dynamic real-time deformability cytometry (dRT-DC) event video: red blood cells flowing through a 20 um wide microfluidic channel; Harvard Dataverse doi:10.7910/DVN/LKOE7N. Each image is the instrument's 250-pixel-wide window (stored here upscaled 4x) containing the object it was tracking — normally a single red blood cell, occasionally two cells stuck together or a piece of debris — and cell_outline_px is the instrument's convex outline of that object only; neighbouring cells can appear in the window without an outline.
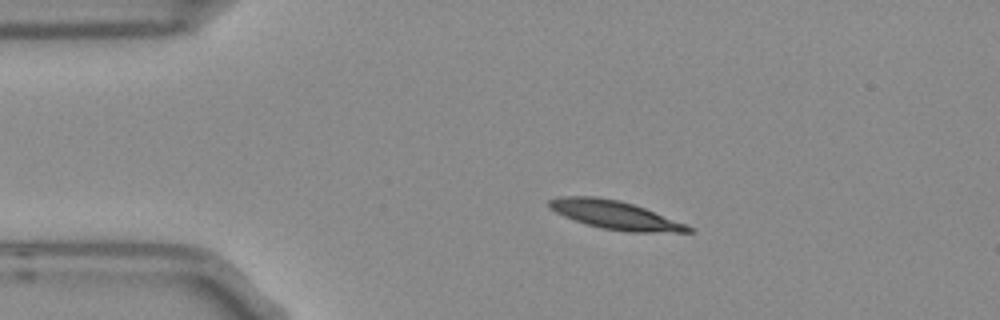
{"species": "Egyptian fruit bat (a non-hibernating species)", "species_latin": "Rousettus aegyptiacus", "temperature_condition": "room temperature", "stored_images_in_passage": 3, "camera_frame_rate_fps": 3000, "um_per_image_px": 0.085, "frame": {"image": 1, "passage_image": 2, "time_ms": 0.333, "image_size_px": [1000, 320], "cell_outline_px": [[696, 232], [628, 232], [604, 228], [588, 224], [564, 216], [548, 208], [548, 200], [560, 196], [596, 196], [620, 200], [644, 208], [696, 228]], "centroid_in_image_um": [52.29, 18.27], "position_along_channel_um": 32.7, "area_um2": 22.89}}